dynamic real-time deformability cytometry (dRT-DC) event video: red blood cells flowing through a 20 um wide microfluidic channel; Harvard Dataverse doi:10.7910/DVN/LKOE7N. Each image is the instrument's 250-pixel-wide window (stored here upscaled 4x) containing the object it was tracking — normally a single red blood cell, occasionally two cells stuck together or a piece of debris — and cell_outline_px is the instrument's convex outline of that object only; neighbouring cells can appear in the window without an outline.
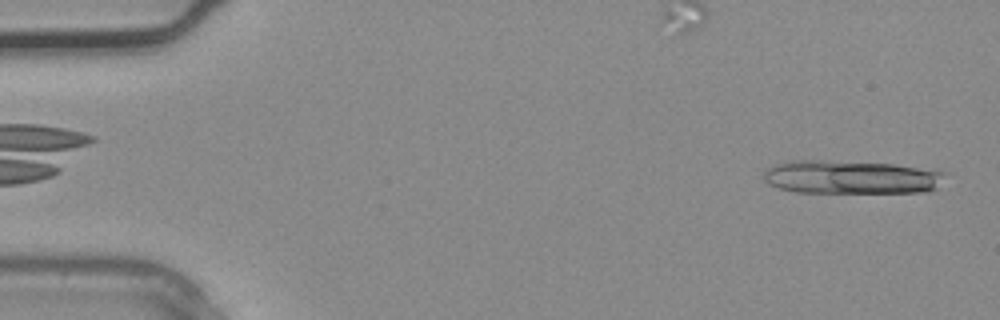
{"species": "common noctule bat (a hibernating species)", "species_latin": "Nyctalus noctula", "temperature_condition": "warm", "stored_images_in_passage": 4, "camera_frame_rate_fps": 3000, "um_per_image_px": 0.085, "animal": {"sex": "male", "body_mass_g": 20.4}, "frame": {"image": 1, "passage_image": 4, "time_ms": 1.0, "image_size_px": [1000, 320], "cell_outline_px": [[948, 172], [936, 188], [928, 192], [796, 192], [780, 188], [768, 184], [764, 180], [764, 168], [776, 164], [796, 160], [820, 160], [892, 164]], "centroid_in_image_um": [72.32, 15.06], "position_along_channel_um": 12.7, "area_um2": 35.26}}